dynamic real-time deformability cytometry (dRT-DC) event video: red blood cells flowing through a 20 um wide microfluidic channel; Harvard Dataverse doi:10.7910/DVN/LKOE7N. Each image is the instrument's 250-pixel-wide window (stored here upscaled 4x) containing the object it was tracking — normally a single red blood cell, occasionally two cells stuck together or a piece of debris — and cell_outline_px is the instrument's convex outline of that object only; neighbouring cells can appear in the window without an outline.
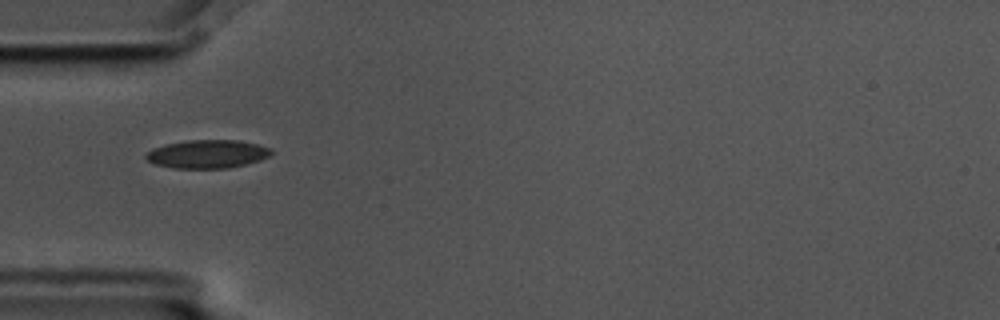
{"species": "common noctule bat (a hibernating species)", "species_latin": "Nyctalus noctula", "temperature_condition": "cold", "stored_images_in_passage": 2, "camera_frame_rate_fps": 3000, "um_per_image_px": 0.085, "animal": {"sex": "male", "body_mass_g": 17.5, "forearm_length_mm": 52.3}, "frame": {"image": 1, "passage_image": 1, "time_ms": 0.0, "image_size_px": [1000, 320], "cell_outline_px": [[272, 152], [268, 156], [260, 160], [228, 168], [172, 168], [156, 164], [148, 160], [144, 156], [152, 148], [164, 144], [188, 140], [236, 140], [256, 144], [272, 148]], "centroid_in_image_um": [17.6, 13.09], "position_along_channel_um": 67.4, "area_um2": 20.58}}